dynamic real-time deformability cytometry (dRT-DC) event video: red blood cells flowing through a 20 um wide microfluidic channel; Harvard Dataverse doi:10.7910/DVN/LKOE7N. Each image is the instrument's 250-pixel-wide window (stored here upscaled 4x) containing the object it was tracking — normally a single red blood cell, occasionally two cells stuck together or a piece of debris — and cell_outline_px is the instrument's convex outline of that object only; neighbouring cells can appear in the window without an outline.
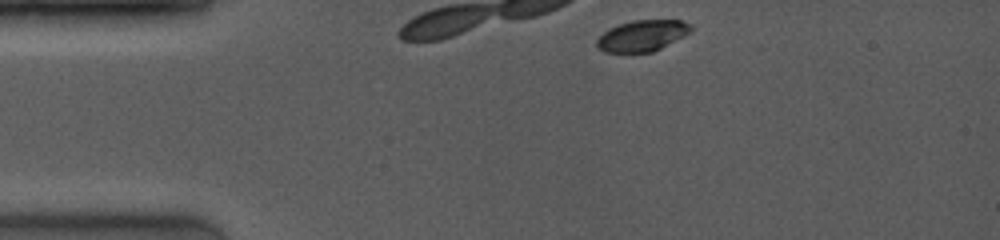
{"species": "common noctule bat (a hibernating species)", "species_latin": "Nyctalus noctula", "temperature_condition": "room temperature", "stored_images_in_passage": 8, "camera_frame_rate_fps": 4000, "um_per_image_px": 0.085, "animal": {"sex": "female", "body_mass_g": 19.0, "forearm_length_mm": 53.3}, "frame": {"image": 1, "passage_image": 1, "time_ms": 0.0, "image_size_px": [1000, 240], "cell_outline_px": [[692, 28], [684, 36], [652, 52], [604, 52], [596, 48], [596, 40], [608, 28], [632, 20], [680, 20], [692, 24]], "centroid_in_image_um": [54.56, 3.03], "position_along_channel_um": 30.4, "area_um2": 16.99}}